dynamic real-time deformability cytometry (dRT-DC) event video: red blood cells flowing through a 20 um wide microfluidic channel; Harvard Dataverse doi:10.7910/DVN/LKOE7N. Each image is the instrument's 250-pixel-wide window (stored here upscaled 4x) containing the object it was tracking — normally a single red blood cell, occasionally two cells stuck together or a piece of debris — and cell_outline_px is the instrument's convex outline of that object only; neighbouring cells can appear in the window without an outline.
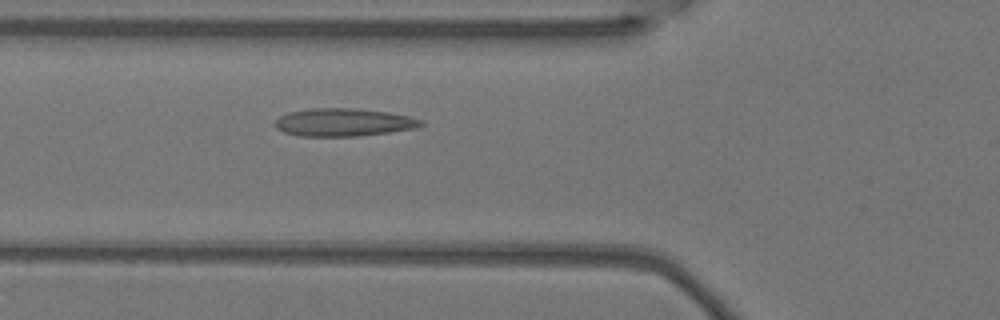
{"species": "Egyptian fruit bat (a non-hibernating species)", "species_latin": "Rousettus aegyptiacus", "temperature_condition": "warm", "stored_images_in_passage": 5, "camera_frame_rate_fps": 3000, "um_per_image_px": 0.085, "animal": {"sex": "female"}, "frame": {"image": 1, "passage_image": 5, "time_ms": 1.333, "image_size_px": [1000, 320], "cell_outline_px": [[424, 124], [416, 128], [360, 136], [300, 136], [284, 132], [276, 128], [272, 124], [280, 116], [288, 112], [312, 108], [356, 108], [388, 112], [412, 116], [424, 120]], "centroid_in_image_um": [29.22, 10.39], "position_along_channel_um": 96.6, "area_um2": 23.93}}